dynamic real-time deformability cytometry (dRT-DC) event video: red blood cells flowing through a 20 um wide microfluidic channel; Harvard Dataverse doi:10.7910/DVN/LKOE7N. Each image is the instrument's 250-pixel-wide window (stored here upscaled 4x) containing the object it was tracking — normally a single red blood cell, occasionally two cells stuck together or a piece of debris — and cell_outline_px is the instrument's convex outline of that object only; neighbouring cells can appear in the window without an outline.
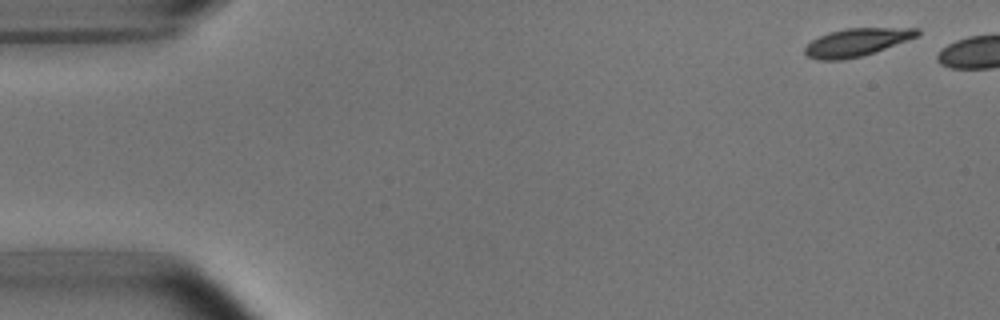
{"species": "common noctule bat (a hibernating species)", "species_latin": "Nyctalus noctula", "temperature_condition": "room temperature", "stored_images_in_passage": 4, "camera_frame_rate_fps": 3000, "um_per_image_px": 0.085, "animal": {"sex": "male", "body_mass_g": 15.6}, "frame": {"image": 1, "passage_image": 1, "time_ms": 0.0, "image_size_px": [1000, 320], "cell_outline_px": [[920, 32], [916, 36], [908, 40], [860, 56], [844, 60], [816, 60], [808, 56], [804, 52], [804, 48], [812, 40], [828, 32], [844, 28], [920, 28]], "centroid_in_image_um": [72.77, 3.59], "position_along_channel_um": 12.2, "area_um2": 18.03}}